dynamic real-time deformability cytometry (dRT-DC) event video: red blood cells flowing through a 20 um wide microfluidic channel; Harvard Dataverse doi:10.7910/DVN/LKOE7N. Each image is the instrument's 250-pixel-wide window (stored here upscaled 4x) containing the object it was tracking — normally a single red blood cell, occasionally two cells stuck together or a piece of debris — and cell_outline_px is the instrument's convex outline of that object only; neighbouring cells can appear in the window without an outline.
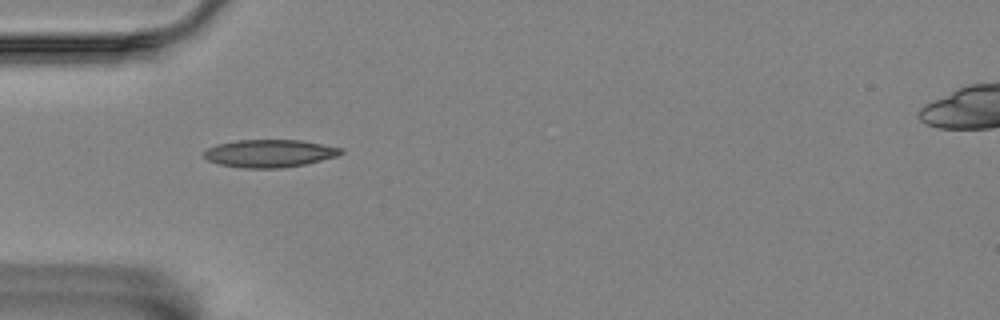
{"species": "Egyptian fruit bat (a non-hibernating species)", "species_latin": "Rousettus aegyptiacus", "temperature_condition": "room temperature", "stored_images_in_passage": 2, "camera_frame_rate_fps": 3000, "um_per_image_px": 0.085, "animal": {"sex": "female"}, "frame": {"image": 1, "passage_image": 1, "time_ms": 0.0, "image_size_px": [1000, 320], "cell_outline_px": [[344, 152], [340, 156], [304, 164], [280, 168], [244, 168], [220, 164], [208, 160], [204, 156], [204, 152], [208, 148], [216, 144], [236, 140], [300, 140], [340, 148]], "centroid_in_image_um": [22.91, 13.03], "position_along_channel_um": 62.1, "area_um2": 21.96}}
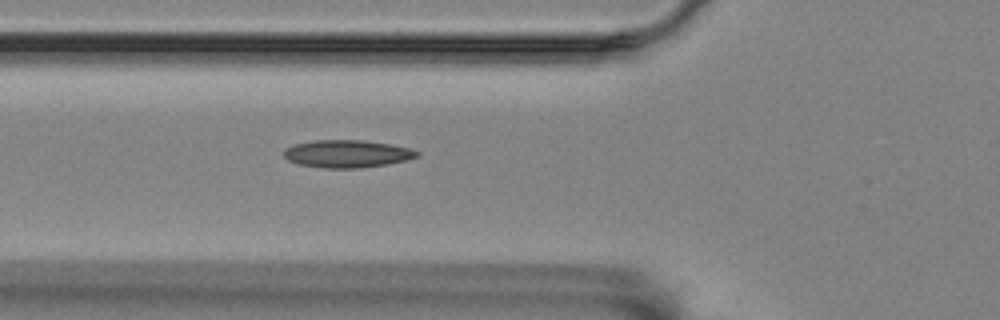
{"frame": {"image": 2, "passage_image": 2, "time_ms": 0.333, "image_size_px": [1000, 320], "cell_outline_px": [[420, 156], [404, 160], [384, 164], [360, 168], [324, 168], [300, 164], [288, 160], [284, 156], [284, 148], [296, 144], [312, 140], [364, 140], [392, 144], [408, 148], [420, 152]], "centroid_in_image_um": [29.49, 13.06], "position_along_channel_um": 96.3, "area_um2": 21.27}}